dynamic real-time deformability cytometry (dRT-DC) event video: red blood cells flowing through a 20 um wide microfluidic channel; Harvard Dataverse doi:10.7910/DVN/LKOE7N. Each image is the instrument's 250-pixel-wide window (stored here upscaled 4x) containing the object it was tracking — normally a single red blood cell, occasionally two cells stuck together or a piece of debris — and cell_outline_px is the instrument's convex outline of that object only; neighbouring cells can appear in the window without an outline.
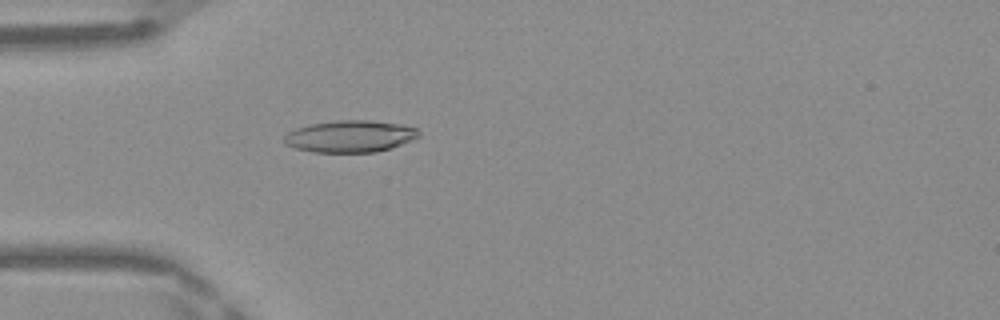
{"species": "Egyptian fruit bat (a non-hibernating species)", "species_latin": "Rousettus aegyptiacus", "temperature_condition": "warm", "stored_images_in_passage": 49, "camera_frame_rate_fps": 3000, "um_per_image_px": 0.085, "frame": {"image": 1, "passage_image": 15, "time_ms": 4.667, "image_size_px": [1000, 320], "cell_outline_px": [[420, 136], [392, 148], [376, 152], [312, 152], [296, 148], [284, 144], [284, 136], [288, 132], [296, 128], [312, 124], [340, 120], [368, 120], [400, 124], [416, 128], [420, 132]], "centroid_in_image_um": [29.76, 11.59], "position_along_channel_um": 55.2, "area_um2": 24.91}}
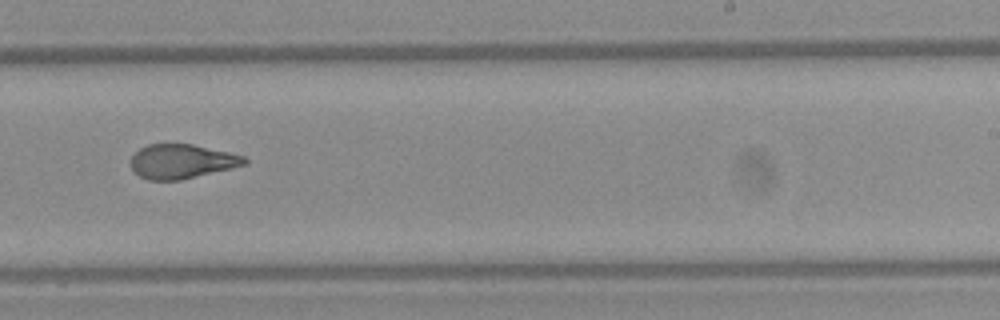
{"frame": {"image": 2, "passage_image": 31, "time_ms": 10.0, "image_size_px": [1000, 320], "cell_outline_px": [[248, 164], [232, 168], [180, 180], [148, 180], [140, 176], [132, 168], [132, 156], [140, 148], [148, 144], [192, 144], [228, 152], [244, 156], [248, 160]], "centroid_in_image_um": [15.47, 13.72], "position_along_channel_um": 273.5, "area_um2": 22.54}}
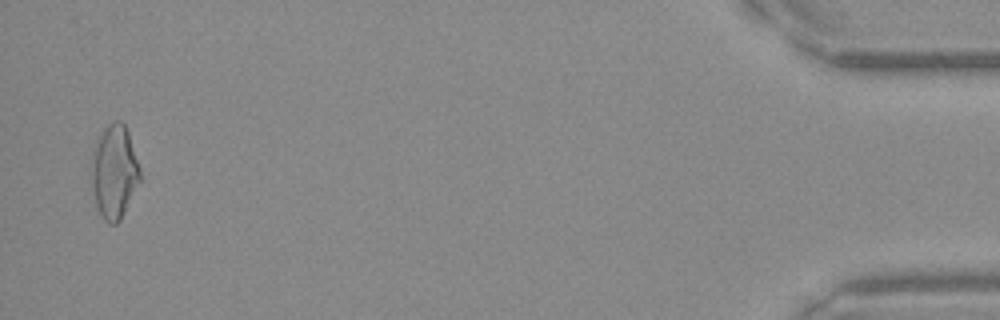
{"frame": {"image": 3, "passage_image": 48, "time_ms": 15.667, "image_size_px": [1000, 320], "cell_outline_px": [[140, 180], [120, 220], [116, 224], [108, 224], [104, 220], [96, 204], [92, 188], [92, 160], [96, 140], [104, 128], [108, 124], [116, 120], [120, 120], [124, 124], [128, 132], [140, 168]], "centroid_in_image_um": [9.71, 14.59], "position_along_channel_um": 425.5, "area_um2": 26.13}, "authors_computed_cell_mechanics": {"area_um2": 24.1604, "velocity_mm_per_s": 4.1976, "shape_relaxation_time_tau1_ms": 10.1525, "shape_relaxation_time_tau2_ms": 1.5255, "deformation_change_tau1": 0.2851, "deformation_change_tau2": 0.0848}}